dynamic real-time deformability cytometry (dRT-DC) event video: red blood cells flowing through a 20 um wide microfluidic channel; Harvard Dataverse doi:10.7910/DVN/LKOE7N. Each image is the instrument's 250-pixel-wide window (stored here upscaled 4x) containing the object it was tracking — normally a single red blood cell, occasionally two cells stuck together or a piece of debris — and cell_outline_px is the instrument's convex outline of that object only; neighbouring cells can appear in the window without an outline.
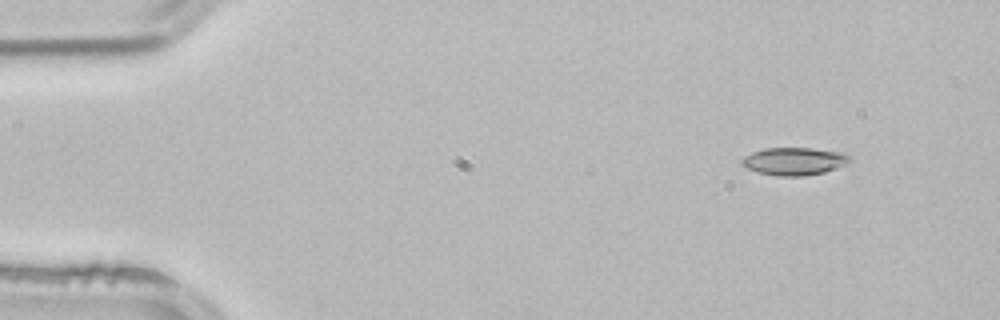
{"species": "common noctule bat (a hibernating species)", "species_latin": "Nyctalus noctula", "temperature_condition": "room temperature", "stored_images_in_passage": 4, "segment_of_instrument_passage": [1, 2], "camera_frame_rate_fps": 3000, "um_per_image_px": 0.085, "animal": {"sex": "male", "body_mass_g": 21.5, "forearm_length_mm": 52.0}, "frame": {"image": 1, "passage_image": 2, "time_ms": 0.333, "image_size_px": [1000, 320], "cell_outline_px": [[852, 160], [848, 164], [824, 172], [804, 176], [776, 176], [744, 168], [740, 164], [740, 160], [744, 156], [752, 152], [764, 148], [812, 148], [840, 152], [852, 156]], "centroid_in_image_um": [67.5, 13.7], "position_along_channel_um": 17.5, "area_um2": 17.63}}